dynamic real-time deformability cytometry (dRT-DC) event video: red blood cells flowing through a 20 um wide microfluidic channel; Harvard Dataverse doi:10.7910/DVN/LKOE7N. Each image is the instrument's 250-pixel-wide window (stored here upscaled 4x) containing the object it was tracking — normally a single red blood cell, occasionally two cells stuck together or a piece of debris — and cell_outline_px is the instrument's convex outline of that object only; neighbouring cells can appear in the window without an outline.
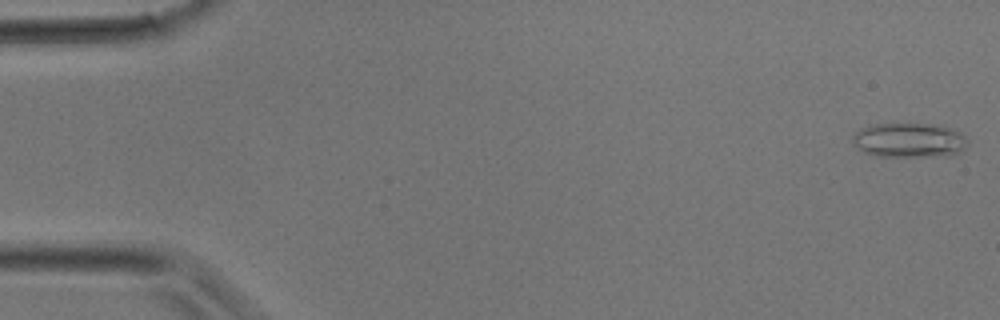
{"species": "common noctule bat (a hibernating species)", "species_latin": "Nyctalus noctula", "temperature_condition": "room temperature", "stored_images_in_passage": 35, "camera_frame_rate_fps": 3000, "um_per_image_px": 0.085, "animal": {"sex": "male", "body_mass_g": 17.9}, "frame": {"image": 1, "passage_image": 1, "time_ms": 0.0, "image_size_px": [1000, 320], "cell_outline_px": [[968, 144], [960, 152], [952, 156], [876, 156], [864, 152], [852, 144], [852, 136], [860, 128], [868, 124], [944, 124], [960, 132], [968, 140]], "centroid_in_image_um": [77.3, 11.91], "position_along_channel_um": 7.7, "area_um2": 23.64}}
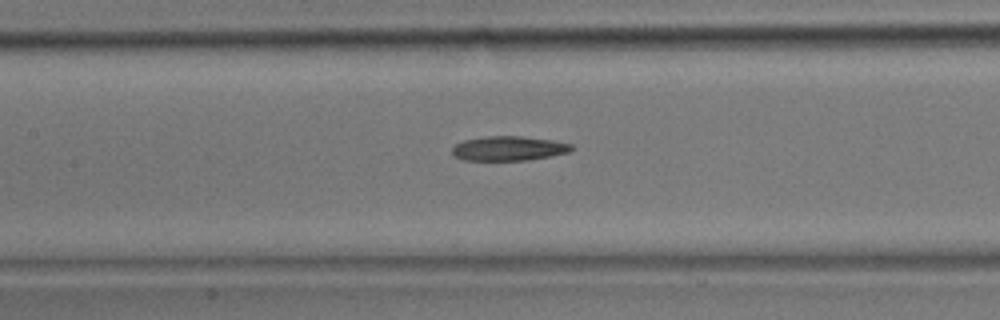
{"frame": {"image": 2, "passage_image": 16, "time_ms": 5.0, "image_size_px": [1000, 320], "cell_outline_px": [[576, 148], [568, 152], [552, 156], [528, 160], [464, 160], [452, 156], [452, 148], [456, 144], [464, 140], [484, 136], [520, 136], [552, 140], [572, 144]], "centroid_in_image_um": [43.24, 12.62], "position_along_channel_um": 164.2, "area_um2": 17.17}}
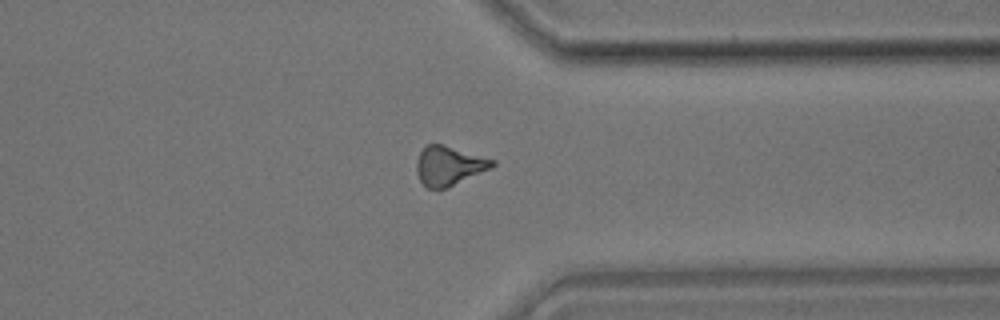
{"frame": {"image": 3, "passage_image": 27, "time_ms": 8.667, "image_size_px": [1000, 320], "cell_outline_px": [[496, 164], [492, 168], [444, 188], [428, 188], [420, 180], [416, 172], [416, 164], [420, 152], [428, 144], [440, 144], [496, 160]], "centroid_in_image_um": [38.16, 14.08], "position_along_channel_um": 373.2, "area_um2": 16.88}}